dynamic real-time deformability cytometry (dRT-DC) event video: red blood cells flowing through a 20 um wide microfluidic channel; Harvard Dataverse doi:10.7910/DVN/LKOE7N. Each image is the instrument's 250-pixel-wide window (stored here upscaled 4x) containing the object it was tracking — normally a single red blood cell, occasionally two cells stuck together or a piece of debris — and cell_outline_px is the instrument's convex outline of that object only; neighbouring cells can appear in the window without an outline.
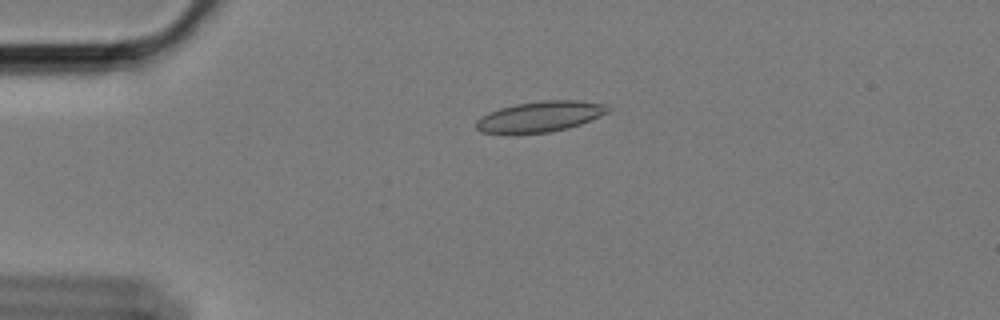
{"species": "Egyptian fruit bat (a non-hibernating species)", "species_latin": "Rousettus aegyptiacus", "temperature_condition": "cold", "stored_images_in_passage": 53, "camera_frame_rate_fps": 3000, "um_per_image_px": 0.085, "animal": {"sex": "female"}, "frame": {"image": 1, "passage_image": 8, "time_ms": 2.333, "image_size_px": [1000, 320], "cell_outline_px": [[612, 108], [608, 112], [600, 116], [580, 124], [568, 128], [548, 132], [480, 132], [476, 128], [476, 120], [480, 116], [488, 112], [500, 108], [516, 104], [540, 100], [580, 100], [608, 104]], "centroid_in_image_um": [45.96, 9.87], "position_along_channel_um": 39.0, "area_um2": 23.35}}
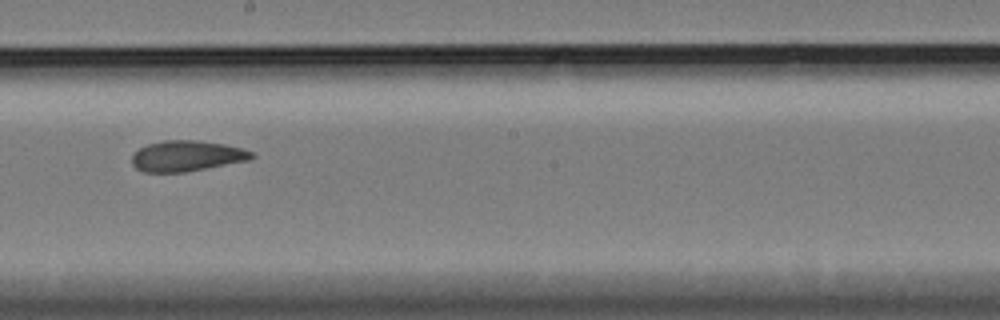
{"frame": {"image": 2, "passage_image": 28, "time_ms": 9.0, "image_size_px": [1000, 320], "cell_outline_px": [[256, 156], [248, 160], [184, 172], [144, 172], [136, 168], [132, 164], [132, 156], [140, 148], [148, 144], [164, 140], [196, 140], [224, 144], [240, 148], [252, 152]], "centroid_in_image_um": [15.85, 13.25], "position_along_channel_um": 232.3, "area_um2": 21.15}}
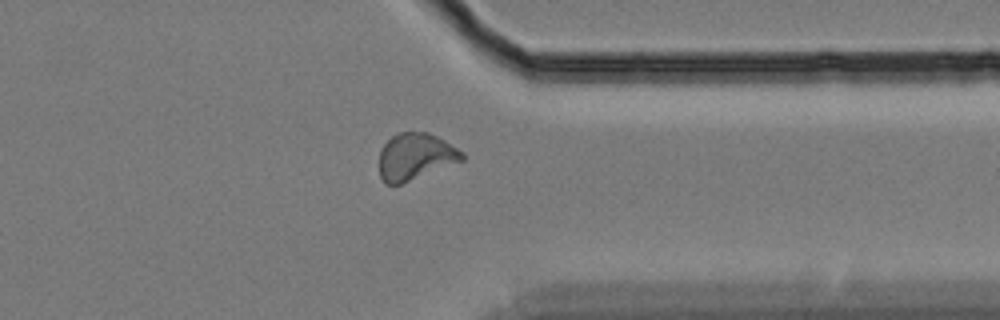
{"frame": {"image": 3, "passage_image": 41, "time_ms": 13.333, "image_size_px": [1000, 320], "cell_outline_px": [[464, 160], [400, 184], [384, 184], [380, 176], [380, 148], [392, 136], [400, 132], [428, 132], [444, 140], [464, 152]], "centroid_in_image_um": [35.3, 13.3], "position_along_channel_um": 376.1, "area_um2": 22.43}, "authors_computed_cell_mechanics": {"area_um2": 22.1952, "velocity_mm_per_s": 3.3766, "shape_relaxation_time_tau1_ms": null, "shape_relaxation_time_tau2_ms": 2.581, "deformation_change_tau1": null, "deformation_change_tau2": 0.0678}}